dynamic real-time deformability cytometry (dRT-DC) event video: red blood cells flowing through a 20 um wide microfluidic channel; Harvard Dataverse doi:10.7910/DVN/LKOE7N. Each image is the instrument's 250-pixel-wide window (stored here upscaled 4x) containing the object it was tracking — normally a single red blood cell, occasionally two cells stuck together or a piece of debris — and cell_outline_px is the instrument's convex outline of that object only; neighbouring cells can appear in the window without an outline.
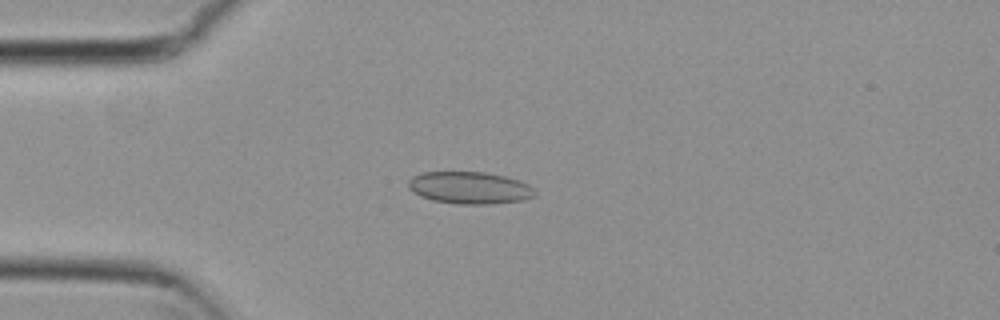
{"species": "common noctule bat (a hibernating species)", "species_latin": "Nyctalus noctula", "temperature_condition": "cold", "stored_images_in_passage": 54, "camera_frame_rate_fps": 3000, "um_per_image_px": 0.085, "animal": {"sex": "female", "body_mass_g": 29.2, "forearm_length_mm": 56.3}, "frame": {"image": 1, "passage_image": 14, "time_ms": 4.333, "image_size_px": [1000, 320], "cell_outline_px": [[536, 196], [524, 200], [492, 204], [456, 204], [432, 200], [420, 196], [412, 192], [408, 188], [408, 180], [412, 176], [424, 172], [484, 172], [504, 176], [528, 184], [536, 192]], "centroid_in_image_um": [39.89, 15.97], "position_along_channel_um": 45.1, "area_um2": 23.81}}
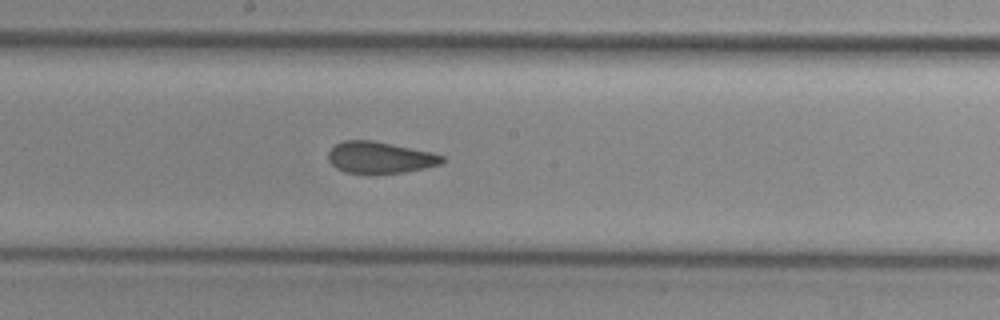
{"frame": {"image": 2, "passage_image": 29, "time_ms": 9.333, "image_size_px": [1000, 320], "cell_outline_px": [[444, 164], [404, 172], [372, 176], [368, 176], [344, 172], [336, 168], [328, 160], [328, 152], [336, 144], [344, 140], [372, 140], [432, 152], [444, 156]], "centroid_in_image_um": [32.28, 13.43], "position_along_channel_um": 215.9, "area_um2": 21.62}}
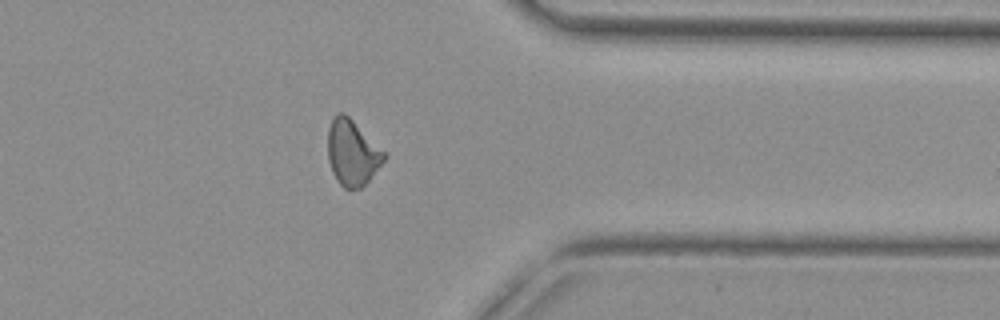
{"frame": {"image": 3, "passage_image": 43, "time_ms": 14.0, "image_size_px": [1000, 320], "cell_outline_px": [[388, 156], [368, 180], [360, 188], [344, 188], [336, 180], [332, 172], [328, 160], [328, 128], [332, 120], [340, 112], [344, 112]], "centroid_in_image_um": [29.92, 12.99], "position_along_channel_um": 381.5, "area_um2": 21.04}, "authors_computed_cell_mechanics": {"area_um2": 21.5883, "velocity_mm_per_s": 3.7799, "shape_relaxation_time_tau1_ms": null, "shape_relaxation_time_tau2_ms": 1.1995, "deformation_change_tau1": null, "deformation_change_tau2": 0.076}}